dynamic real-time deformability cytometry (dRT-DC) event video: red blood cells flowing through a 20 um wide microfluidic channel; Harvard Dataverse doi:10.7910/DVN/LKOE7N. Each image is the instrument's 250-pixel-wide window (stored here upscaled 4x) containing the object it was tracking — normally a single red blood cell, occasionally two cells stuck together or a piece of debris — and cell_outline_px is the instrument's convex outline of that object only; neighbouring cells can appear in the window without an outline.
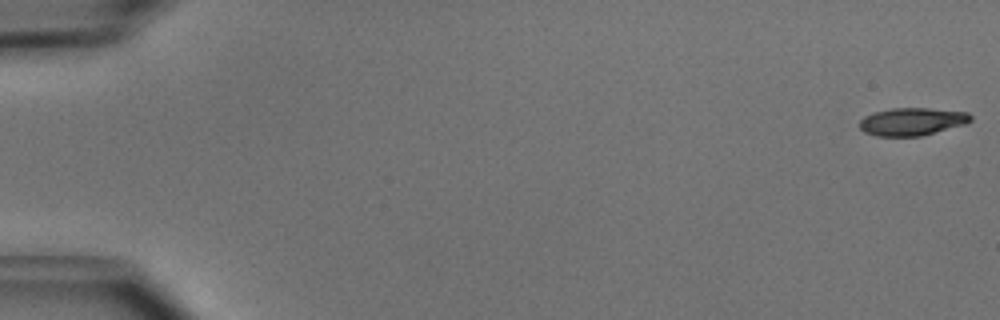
{"species": "common noctule bat (a hibernating species)", "species_latin": "Nyctalus noctula", "temperature_condition": "cold", "stored_images_in_passage": 51, "camera_frame_rate_fps": 3000, "um_per_image_px": 0.085, "animal": {"sex": "male", "body_mass_g": 15.6}, "frame": {"image": 1, "passage_image": 1, "time_ms": 0.0, "image_size_px": [1000, 320], "cell_outline_px": [[972, 120], [964, 124], [920, 136], [876, 136], [864, 132], [860, 128], [860, 120], [864, 116], [876, 112], [892, 108], [928, 108], [968, 112], [972, 116]], "centroid_in_image_um": [77.52, 10.33], "position_along_channel_um": 7.5, "area_um2": 17.8}}
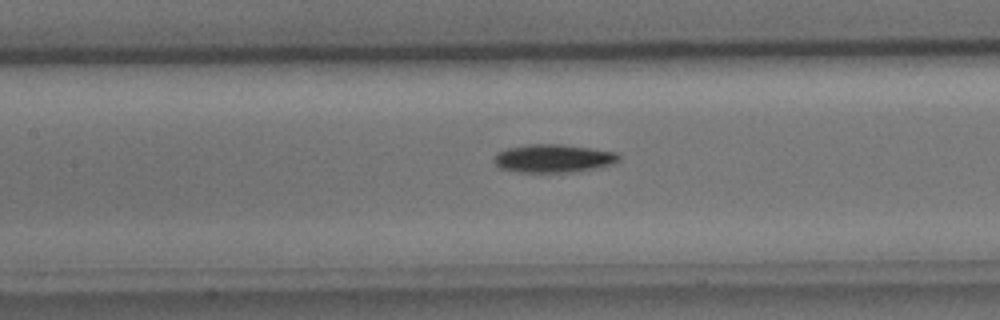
{"frame": {"image": 2, "passage_image": 24, "time_ms": 7.667, "image_size_px": [1000, 320], "cell_outline_px": [[620, 160], [612, 164], [596, 168], [568, 172], [516, 172], [500, 168], [492, 160], [496, 152], [508, 148], [524, 144], [564, 144], [616, 152], [620, 156]], "centroid_in_image_um": [47.0, 13.45], "position_along_channel_um": 160.4, "area_um2": 20.63}}
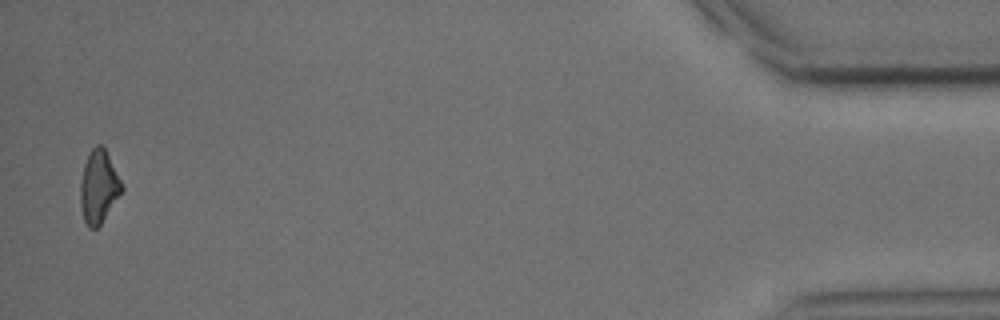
{"frame": {"image": 3, "passage_image": 50, "time_ms": 16.333, "image_size_px": [1000, 320], "cell_outline_px": [[124, 188], [100, 224], [96, 228], [88, 228], [84, 220], [80, 204], [80, 184], [84, 164], [92, 148], [96, 144], [100, 144], [104, 148]], "centroid_in_image_um": [8.36, 15.89], "position_along_channel_um": 426.8, "area_um2": 17.11}, "authors_computed_cell_mechanics": {"area_um2": 18.7272, "velocity_mm_per_s": 4.0059, "shape_relaxation_time_tau1_ms": 2.3886, "shape_relaxation_time_tau2_ms": null, "deformation_change_tau1": 0.112, "deformation_change_tau2": null}}